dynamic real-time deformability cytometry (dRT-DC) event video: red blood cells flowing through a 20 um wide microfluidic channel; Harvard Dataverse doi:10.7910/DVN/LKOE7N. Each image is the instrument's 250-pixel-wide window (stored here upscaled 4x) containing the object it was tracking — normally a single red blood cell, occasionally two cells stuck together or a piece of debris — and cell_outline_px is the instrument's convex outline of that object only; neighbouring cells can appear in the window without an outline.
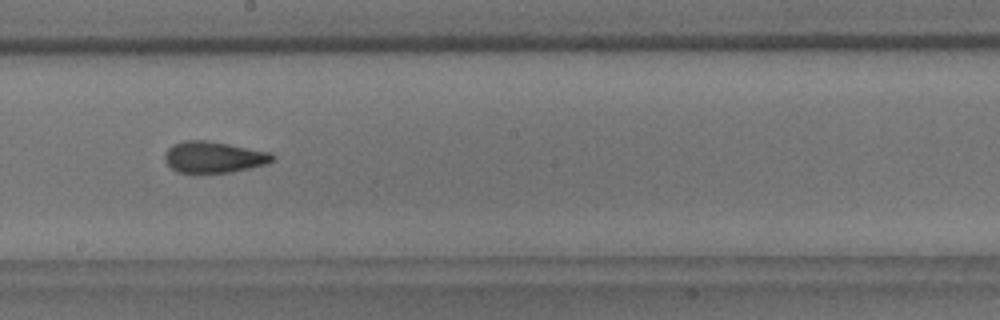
{"species": "common noctule bat (a hibernating species)", "species_latin": "Nyctalus noctula", "temperature_condition": "room temperature", "stored_images_in_passage": 12, "camera_frame_rate_fps": 3000, "um_per_image_px": 0.085, "animal": {"sex": "male", "body_mass_g": 18.8}, "frame": {"image": 1, "passage_image": 9, "time_ms": 10.0, "image_size_px": [1000, 320], "cell_outline_px": [[276, 156], [268, 164], [232, 172], [176, 172], [164, 160], [164, 156], [168, 148], [172, 144], [184, 140], [208, 140], [268, 152]], "centroid_in_image_um": [18.15, 13.35], "position_along_channel_um": 230.1, "area_um2": 19.54}}